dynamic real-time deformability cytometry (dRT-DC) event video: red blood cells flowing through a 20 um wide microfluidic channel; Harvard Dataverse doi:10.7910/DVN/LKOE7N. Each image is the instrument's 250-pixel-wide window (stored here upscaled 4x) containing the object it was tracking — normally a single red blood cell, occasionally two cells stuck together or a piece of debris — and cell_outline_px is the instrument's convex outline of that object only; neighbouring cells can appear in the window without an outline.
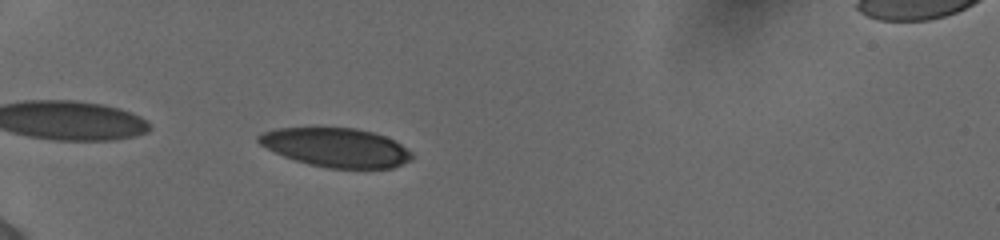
{"species": "human", "species_latin": "Homo sapiens", "temperature_condition": "cold", "stored_images_in_passage": 35, "camera_frame_rate_fps": 3000, "um_per_image_px": 0.085, "donor": {"sex": "female"}, "frame": {"image": 1, "passage_image": 2, "time_ms": 0.333, "image_size_px": [1000, 240], "cell_outline_px": [[412, 160], [392, 168], [328, 168], [308, 164], [284, 156], [260, 144], [256, 140], [256, 136], [264, 132], [276, 128], [356, 128], [372, 132], [384, 136], [400, 144], [412, 152]], "centroid_in_image_um": [28.57, 12.54], "position_along_channel_um": 56.4, "area_um2": 34.56}}
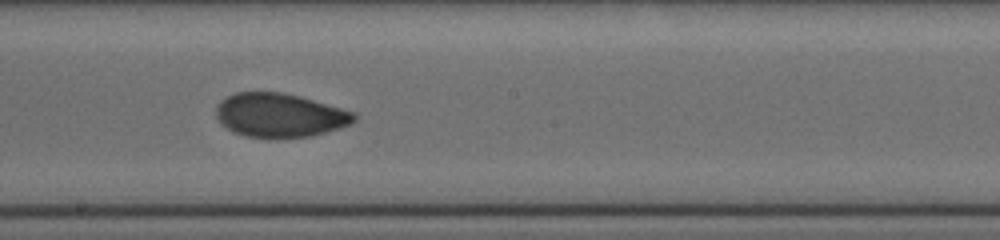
{"frame": {"image": 2, "passage_image": 17, "time_ms": 5.333, "image_size_px": [1000, 240], "cell_outline_px": [[356, 120], [352, 124], [340, 128], [312, 136], [272, 140], [244, 136], [232, 132], [220, 124], [216, 116], [216, 104], [220, 100], [236, 92], [280, 92], [300, 96], [356, 112]], "centroid_in_image_um": [23.77, 9.83], "position_along_channel_um": 224.4, "area_um2": 36.18}}
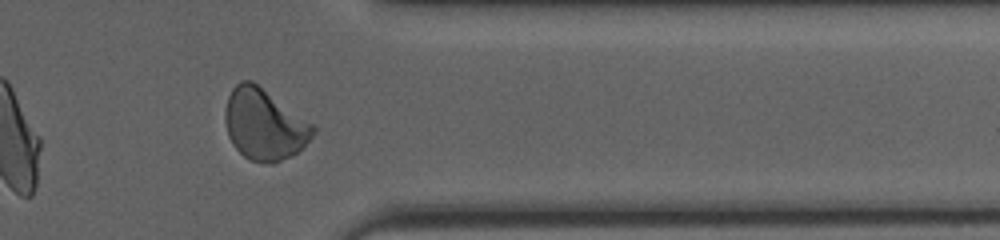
{"frame": {"image": 3, "passage_image": 30, "time_ms": 9.667, "image_size_px": [1000, 240], "cell_outline_px": [[316, 132], [292, 156], [272, 164], [248, 160], [232, 144], [228, 136], [224, 120], [224, 112], [228, 96], [232, 88], [240, 80], [252, 80], [312, 124], [316, 128]], "centroid_in_image_um": [22.41, 10.58], "position_along_channel_um": 389.0, "area_um2": 36.18}, "authors_computed_cell_mechanics": {"area_um2": 35.4892, "velocity_mm_per_s": 3.8732, "shape_relaxation_time_tau1_ms": 7.6301, "shape_relaxation_time_tau2_ms": 1.4831, "deformation_change_tau1": 0.1806, "deformation_change_tau2": 0.058}}